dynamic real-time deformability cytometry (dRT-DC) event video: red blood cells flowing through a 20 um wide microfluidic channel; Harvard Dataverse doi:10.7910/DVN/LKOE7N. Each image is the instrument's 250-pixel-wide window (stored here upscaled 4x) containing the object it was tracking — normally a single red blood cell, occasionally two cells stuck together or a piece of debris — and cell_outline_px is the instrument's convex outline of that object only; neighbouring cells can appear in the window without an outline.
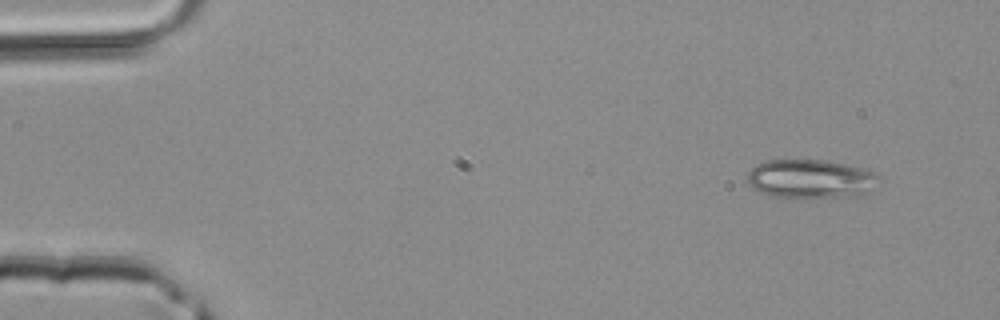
{"species": "common noctule bat (a hibernating species)", "species_latin": "Nyctalus noctula", "temperature_condition": "room temperature", "stored_images_in_passage": 3, "camera_frame_rate_fps": 3000, "um_per_image_px": 0.085, "animal": {"sex": "male", "body_mass_g": 20.4}, "frame": {"image": 1, "passage_image": 1, "time_ms": 0.0, "image_size_px": [1000, 320], "cell_outline_px": [[884, 180], [868, 192], [856, 196], [768, 196], [752, 188], [748, 180], [748, 172], [756, 164], [764, 160], [828, 160], [860, 168], [872, 172], [880, 176]], "centroid_in_image_um": [68.93, 15.18], "position_along_channel_um": 16.1, "area_um2": 29.54}}